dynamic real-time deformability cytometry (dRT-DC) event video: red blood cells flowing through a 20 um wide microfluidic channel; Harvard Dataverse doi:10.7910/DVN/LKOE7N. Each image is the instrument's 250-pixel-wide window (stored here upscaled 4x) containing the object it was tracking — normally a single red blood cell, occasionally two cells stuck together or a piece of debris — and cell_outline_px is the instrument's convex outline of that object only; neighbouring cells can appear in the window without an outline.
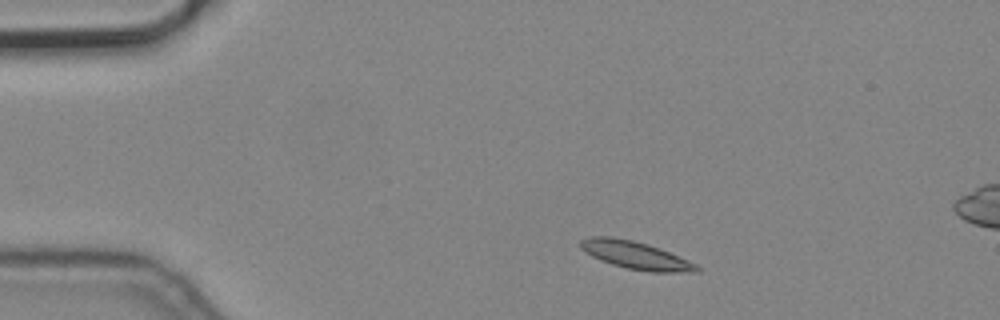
{"species": "common noctule bat (a hibernating species)", "species_latin": "Nyctalus noctula", "temperature_condition": "cold", "stored_images_in_passage": 5, "segment_of_instrument_passage": [2, 2], "camera_frame_rate_fps": 3000, "um_per_image_px": 0.085, "animal": {"sex": "male", "body_mass_g": 19.2, "forearm_length_mm": 51.8}, "frame": {"image": 1, "passage_image": 5, "time_ms": 1.333, "image_size_px": [1000, 320], "cell_outline_px": [[700, 272], [648, 272], [628, 268], [612, 264], [600, 260], [592, 256], [580, 248], [580, 240], [588, 236], [612, 236], [632, 240], [648, 244], [688, 260], [696, 264], [700, 268]], "centroid_in_image_um": [54.0, 21.69], "position_along_channel_um": 31.0, "area_um2": 18.73}}